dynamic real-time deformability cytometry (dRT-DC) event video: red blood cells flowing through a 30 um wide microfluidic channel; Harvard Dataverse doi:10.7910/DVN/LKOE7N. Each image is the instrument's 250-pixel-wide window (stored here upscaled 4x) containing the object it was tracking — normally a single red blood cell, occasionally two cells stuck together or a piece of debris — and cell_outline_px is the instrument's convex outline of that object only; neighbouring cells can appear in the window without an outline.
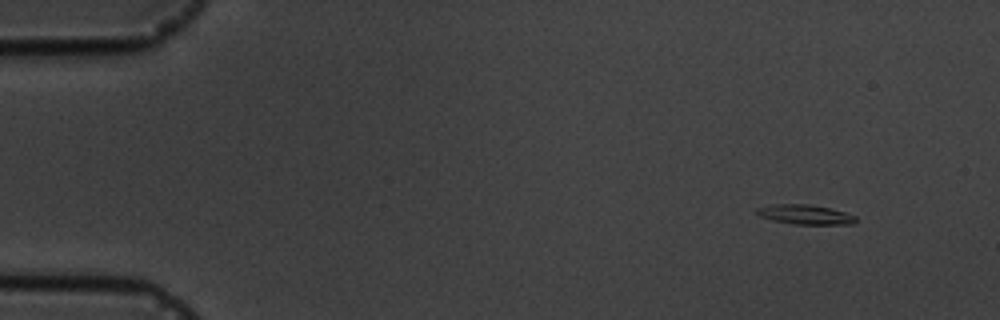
{"species": "common noctule bat (a hibernating species)", "species_latin": "Nyctalus noctula", "temperature_condition": "cold", "stored_images_in_passage": 4, "camera_frame_rate_fps": 3000, "um_per_image_px": 0.085, "animal": {"sex": "male", "body_mass_g": 19.5, "forearm_length_mm": 54.6}, "frame": {"image": 1, "passage_image": 1, "time_ms": 0.0, "image_size_px": [1000, 320], "cell_outline_px": [[856, 220], [852, 224], [792, 224], [772, 220], [760, 216], [756, 212], [756, 208], [772, 204], [808, 204], [828, 208], [844, 212], [856, 216]], "centroid_in_image_um": [68.4, 18.23], "position_along_channel_um": 16.6, "area_um2": 11.21}}
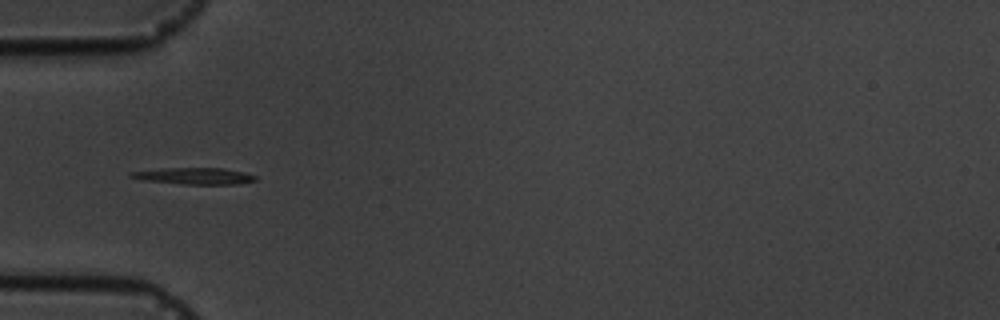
{"frame": {"image": 2, "passage_image": 4, "time_ms": 4.333, "image_size_px": [1000, 320], "cell_outline_px": [[256, 180], [236, 184], [184, 184], [144, 180], [128, 176], [128, 172], [164, 168], [224, 168], [244, 172], [256, 176]], "centroid_in_image_um": [16.51, 14.95], "position_along_channel_um": 68.5, "area_um2": 11.91}}